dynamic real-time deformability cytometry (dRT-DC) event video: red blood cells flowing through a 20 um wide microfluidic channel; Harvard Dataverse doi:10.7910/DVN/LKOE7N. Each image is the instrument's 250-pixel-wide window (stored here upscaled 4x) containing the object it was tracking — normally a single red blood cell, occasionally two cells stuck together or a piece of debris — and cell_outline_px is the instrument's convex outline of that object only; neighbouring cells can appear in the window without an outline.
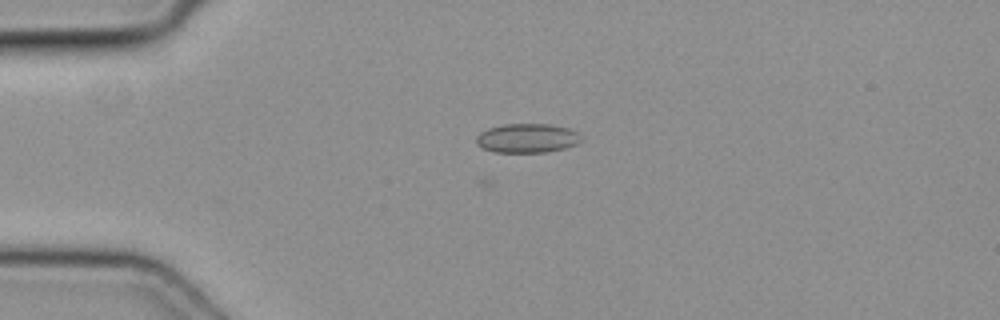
{"species": "common noctule bat (a hibernating species)", "species_latin": "Nyctalus noctula", "temperature_condition": "cold", "stored_images_in_passage": 29, "camera_frame_rate_fps": 3000, "um_per_image_px": 0.085, "animal": {"sex": "female", "body_mass_g": 19.3, "forearm_length_mm": 54.1}, "frame": {"image": 1, "passage_image": 1, "time_ms": 0.0, "image_size_px": [1000, 320], "cell_outline_px": [[584, 140], [576, 144], [564, 148], [544, 152], [496, 152], [484, 148], [476, 144], [476, 136], [480, 132], [488, 128], [504, 124], [548, 124], [568, 128], [576, 132]], "centroid_in_image_um": [44.8, 11.74], "position_along_channel_um": 40.2, "area_um2": 17.74}}
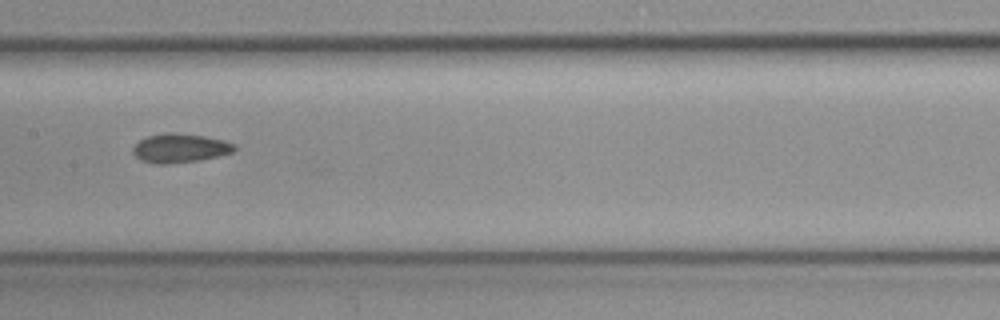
{"frame": {"image": 2, "passage_image": 14, "time_ms": 4.333, "image_size_px": [1000, 320], "cell_outline_px": [[236, 148], [232, 152], [200, 160], [168, 164], [152, 164], [140, 160], [132, 152], [132, 148], [140, 140], [148, 136], [168, 132], [172, 132], [204, 136], [224, 140], [236, 144]], "centroid_in_image_um": [15.28, 12.59], "position_along_channel_um": 192.1, "area_um2": 17.17}}
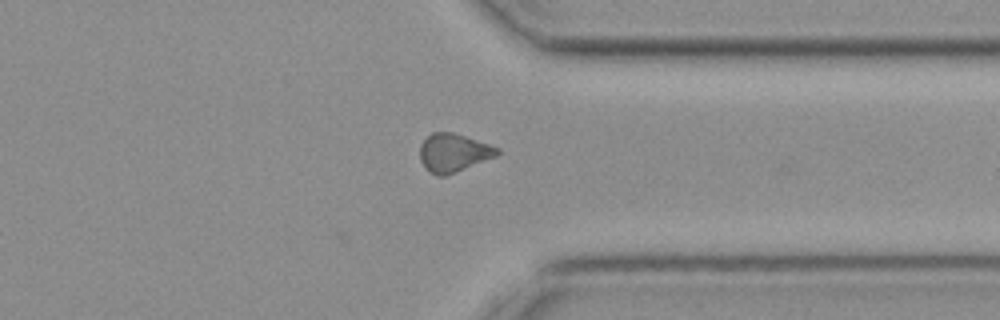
{"frame": {"image": 3, "passage_image": 27, "time_ms": 8.667, "image_size_px": [1000, 320], "cell_outline_px": [[500, 152], [496, 156], [444, 176], [436, 176], [420, 160], [420, 144], [432, 132], [452, 132], [500, 148]], "centroid_in_image_um": [38.54, 12.97], "position_along_channel_um": 372.9, "area_um2": 16.82}}